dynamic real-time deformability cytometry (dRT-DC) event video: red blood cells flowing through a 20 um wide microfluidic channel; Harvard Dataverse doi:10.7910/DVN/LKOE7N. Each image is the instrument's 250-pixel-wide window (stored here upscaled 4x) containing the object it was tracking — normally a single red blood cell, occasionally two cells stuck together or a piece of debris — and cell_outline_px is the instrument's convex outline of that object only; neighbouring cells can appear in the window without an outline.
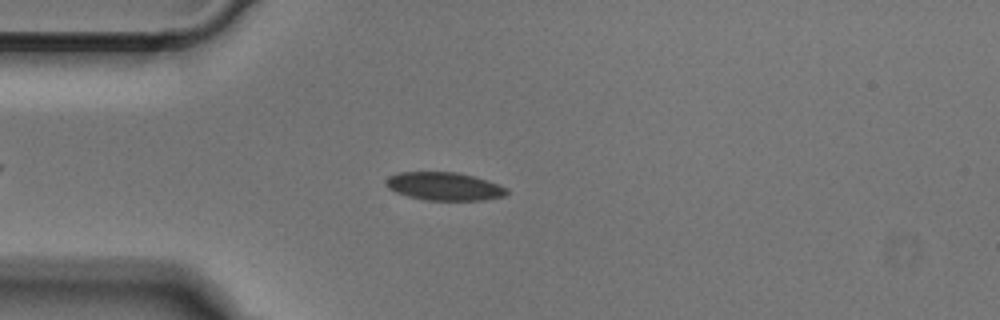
{"species": "Egyptian fruit bat (a non-hibernating species)", "species_latin": "Rousettus aegyptiacus", "temperature_condition": "cold", "stored_images_in_passage": 48, "camera_frame_rate_fps": 3000, "um_per_image_px": 0.085, "animal": {"sex": "male"}, "frame": {"image": 1, "passage_image": 10, "time_ms": 3.0, "image_size_px": [1000, 320], "cell_outline_px": [[508, 192], [504, 196], [480, 200], [424, 200], [408, 196], [396, 192], [388, 188], [384, 184], [388, 176], [400, 172], [456, 172], [472, 176], [508, 188]], "centroid_in_image_um": [37.71, 15.84], "position_along_channel_um": 47.3, "area_um2": 19.59}}
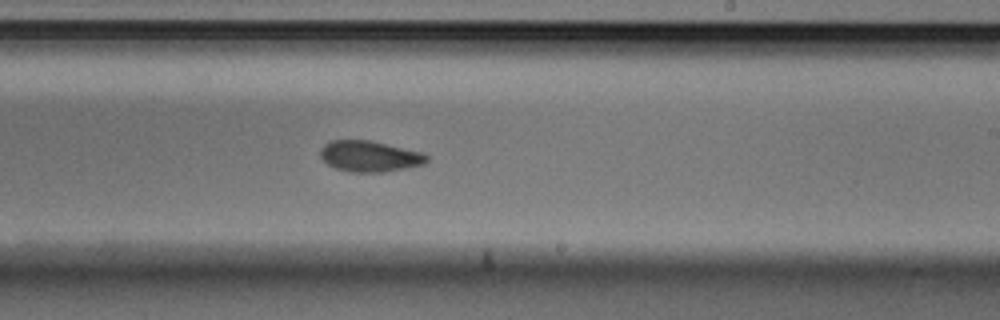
{"frame": {"image": 2, "passage_image": 27, "time_ms": 8.667, "image_size_px": [1000, 320], "cell_outline_px": [[428, 160], [424, 164], [384, 172], [348, 172], [336, 168], [328, 164], [320, 156], [320, 148], [324, 144], [332, 140], [368, 140], [424, 152], [428, 156]], "centroid_in_image_um": [31.42, 13.28], "position_along_channel_um": 257.6, "area_um2": 19.19}}
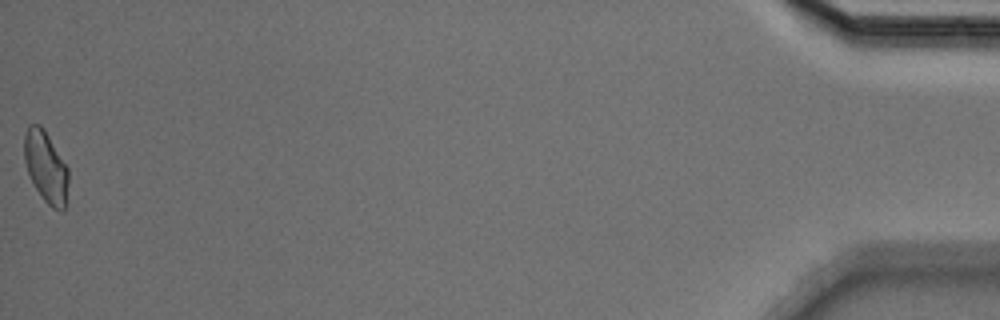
{"frame": {"image": 3, "passage_image": 48, "time_ms": 15.667, "image_size_px": [1000, 320], "cell_outline_px": [[68, 184], [64, 212], [60, 212], [52, 208], [44, 200], [36, 188], [28, 172], [24, 160], [24, 132], [28, 124], [40, 124], [44, 128], [68, 168]], "centroid_in_image_um": [3.9, 14.17], "position_along_channel_um": 431.3, "area_um2": 18.44}}